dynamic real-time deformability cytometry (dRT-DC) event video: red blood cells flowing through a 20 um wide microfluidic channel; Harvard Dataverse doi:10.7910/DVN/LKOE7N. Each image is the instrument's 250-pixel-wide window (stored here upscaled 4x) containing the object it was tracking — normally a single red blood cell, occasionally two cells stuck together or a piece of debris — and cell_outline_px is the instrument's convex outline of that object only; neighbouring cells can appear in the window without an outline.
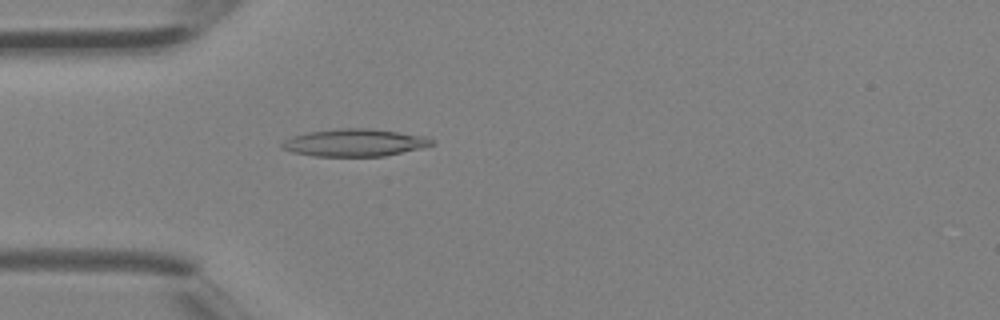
{"species": "Egyptian fruit bat (a non-hibernating species)", "species_latin": "Rousettus aegyptiacus", "temperature_condition": "room temperature", "stored_images_in_passage": 2, "camera_frame_rate_fps": 3000, "um_per_image_px": 0.085, "animal": {"sex": "female"}, "frame": {"image": 1, "passage_image": 2, "time_ms": 0.333, "image_size_px": [1000, 320], "cell_outline_px": [[436, 144], [424, 148], [384, 156], [312, 156], [292, 152], [280, 148], [280, 144], [284, 140], [292, 136], [308, 132], [340, 128], [368, 128], [428, 136]], "centroid_in_image_um": [30.16, 12.13], "position_along_channel_um": 54.8, "area_um2": 24.16}}